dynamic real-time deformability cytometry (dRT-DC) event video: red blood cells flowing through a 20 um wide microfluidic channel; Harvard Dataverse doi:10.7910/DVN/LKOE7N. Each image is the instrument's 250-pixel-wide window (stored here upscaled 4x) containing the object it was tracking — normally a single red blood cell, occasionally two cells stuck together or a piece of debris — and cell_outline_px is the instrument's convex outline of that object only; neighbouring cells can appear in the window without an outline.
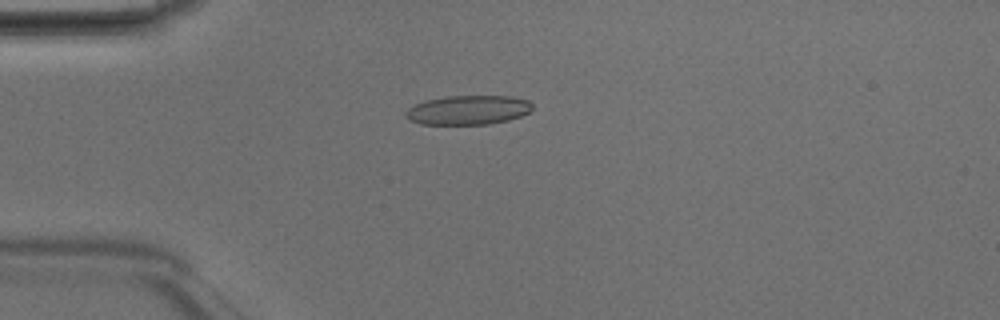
{"species": "Egyptian fruit bat (a non-hibernating species)", "species_latin": "Rousettus aegyptiacus", "temperature_condition": "room temperature", "stored_images_in_passage": 47, "camera_frame_rate_fps": 3000, "um_per_image_px": 0.085, "animal": {"sex": "male"}, "frame": {"image": 1, "passage_image": 12, "time_ms": 3.667, "image_size_px": [1000, 320], "cell_outline_px": [[532, 112], [508, 120], [488, 124], [420, 124], [408, 120], [404, 116], [404, 112], [408, 108], [416, 104], [428, 100], [448, 96], [512, 96], [528, 100], [532, 104]], "centroid_in_image_um": [39.8, 9.35], "position_along_channel_um": 45.2, "area_um2": 21.68}}
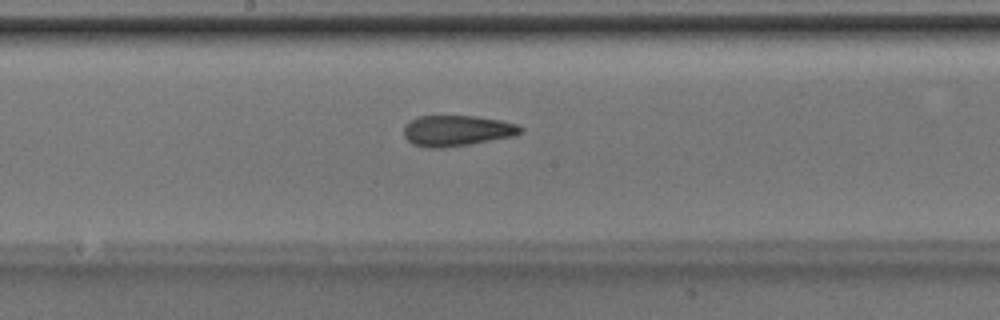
{"frame": {"image": 2, "passage_image": 25, "time_ms": 8.0, "image_size_px": [1000, 320], "cell_outline_px": [[524, 128], [520, 132], [512, 136], [468, 144], [444, 148], [424, 148], [412, 144], [404, 136], [404, 124], [420, 116], [476, 116], [500, 120], [520, 124]], "centroid_in_image_um": [38.81, 11.11], "position_along_channel_um": 209.4, "area_um2": 20.92}}
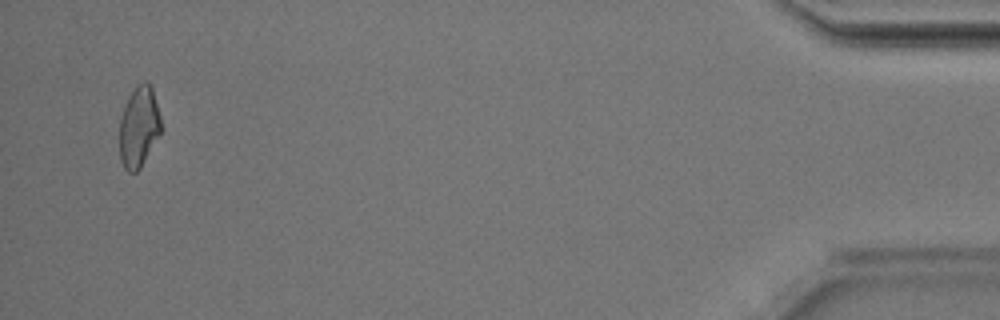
{"frame": {"image": 3, "passage_image": 46, "time_ms": 15.0, "image_size_px": [1000, 320], "cell_outline_px": [[164, 128], [160, 136], [140, 168], [136, 172], [128, 172], [124, 168], [120, 160], [120, 120], [128, 96], [144, 80], [152, 88]], "centroid_in_image_um": [11.84, 10.83], "position_along_channel_um": 423.4, "area_um2": 19.65}, "authors_computed_cell_mechanics": {"area_um2": 20.9236, "velocity_mm_per_s": 4.2303, "shape_relaxation_time_tau1_ms": 5.847, "shape_relaxation_time_tau2_ms": 2.1369, "deformation_change_tau1": 0.1773, "deformation_change_tau2": 0.1092}}